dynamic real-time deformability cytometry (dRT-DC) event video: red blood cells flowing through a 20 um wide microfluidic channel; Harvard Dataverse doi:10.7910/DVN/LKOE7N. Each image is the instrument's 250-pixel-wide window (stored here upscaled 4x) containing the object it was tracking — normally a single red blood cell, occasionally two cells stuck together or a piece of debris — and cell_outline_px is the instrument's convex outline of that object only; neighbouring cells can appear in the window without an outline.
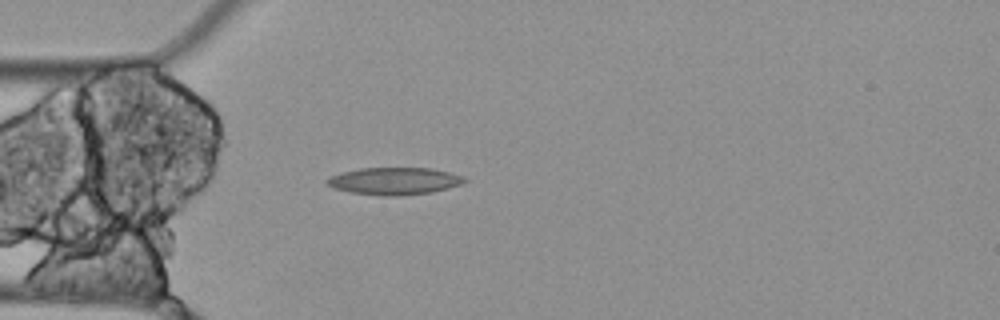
{"species": "Egyptian fruit bat (a non-hibernating species)", "species_latin": "Rousettus aegyptiacus", "temperature_condition": "cold", "stored_images_in_passage": 4, "camera_frame_rate_fps": 3000, "um_per_image_px": 0.085, "animal": {"sex": "female"}, "frame": {"image": 1, "passage_image": 4, "time_ms": 1.0, "image_size_px": [1000, 320], "cell_outline_px": [[468, 180], [460, 184], [448, 188], [432, 192], [400, 196], [380, 196], [348, 192], [332, 188], [324, 180], [328, 176], [340, 172], [360, 168], [428, 168], [448, 172], [464, 176]], "centroid_in_image_um": [33.46, 15.39], "position_along_channel_um": 51.5, "area_um2": 22.08}}